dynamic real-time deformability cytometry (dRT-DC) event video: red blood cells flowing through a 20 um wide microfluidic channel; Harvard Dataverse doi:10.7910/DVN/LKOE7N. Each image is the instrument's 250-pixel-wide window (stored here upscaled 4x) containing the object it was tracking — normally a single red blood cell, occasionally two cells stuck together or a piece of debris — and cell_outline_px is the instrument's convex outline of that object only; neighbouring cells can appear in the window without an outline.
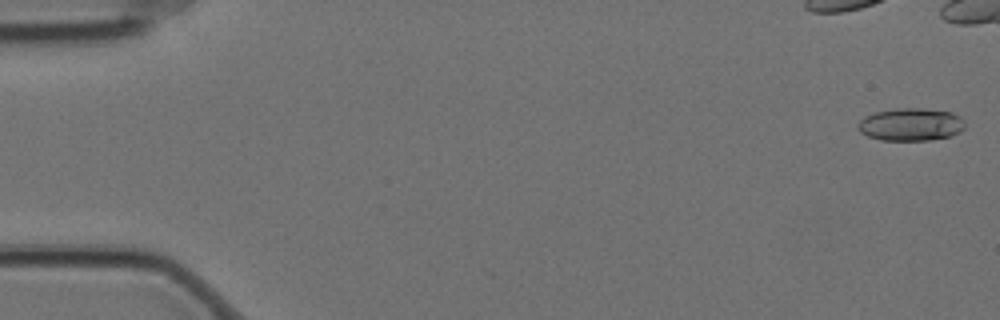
{"species": "Egyptian fruit bat (a non-hibernating species)", "species_latin": "Rousettus aegyptiacus", "temperature_condition": "cold", "stored_images_in_passage": 10, "camera_frame_rate_fps": 3000, "um_per_image_px": 0.085, "animal": {"sex": "female"}, "frame": {"image": 1, "passage_image": 1, "time_ms": 0.0, "image_size_px": [1000, 320], "cell_outline_px": [[964, 128], [960, 132], [952, 136], [928, 140], [880, 140], [868, 136], [860, 132], [856, 128], [856, 124], [864, 116], [876, 112], [896, 108], [920, 108], [952, 112], [960, 116], [964, 120]], "centroid_in_image_um": [77.4, 10.58], "position_along_channel_um": 7.6, "area_um2": 20.58}}